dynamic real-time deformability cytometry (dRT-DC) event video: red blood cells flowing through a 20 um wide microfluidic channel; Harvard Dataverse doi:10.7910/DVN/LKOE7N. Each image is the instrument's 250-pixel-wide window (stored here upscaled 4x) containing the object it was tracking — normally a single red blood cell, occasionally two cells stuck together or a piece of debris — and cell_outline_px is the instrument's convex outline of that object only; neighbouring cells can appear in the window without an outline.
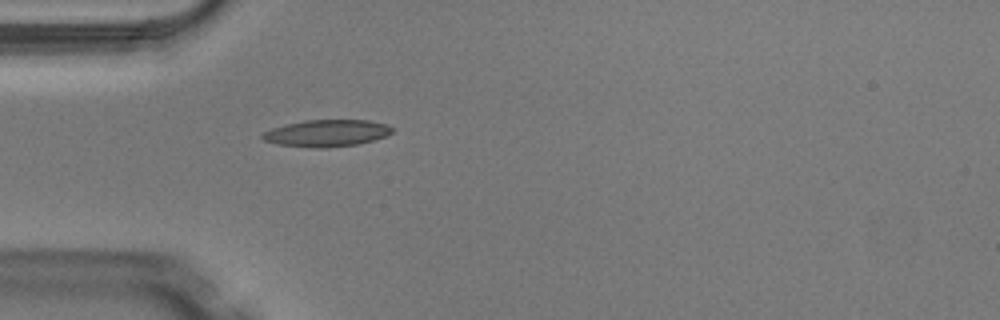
{"species": "Egyptian fruit bat (a non-hibernating species)", "species_latin": "Rousettus aegyptiacus", "temperature_condition": "warm", "stored_images_in_passage": 1, "camera_frame_rate_fps": 3000, "um_per_image_px": 0.085, "animal": {"sex": "male"}, "frame": {"image": 1, "passage_image": 1, "time_ms": 0.0, "image_size_px": [1000, 320], "cell_outline_px": [[396, 128], [392, 132], [384, 136], [372, 140], [356, 144], [324, 148], [316, 148], [280, 144], [264, 140], [260, 136], [264, 132], [272, 128], [284, 124], [304, 120], [368, 120], [388, 124]], "centroid_in_image_um": [27.79, 11.3], "position_along_channel_um": 57.2, "area_um2": 20.23}}